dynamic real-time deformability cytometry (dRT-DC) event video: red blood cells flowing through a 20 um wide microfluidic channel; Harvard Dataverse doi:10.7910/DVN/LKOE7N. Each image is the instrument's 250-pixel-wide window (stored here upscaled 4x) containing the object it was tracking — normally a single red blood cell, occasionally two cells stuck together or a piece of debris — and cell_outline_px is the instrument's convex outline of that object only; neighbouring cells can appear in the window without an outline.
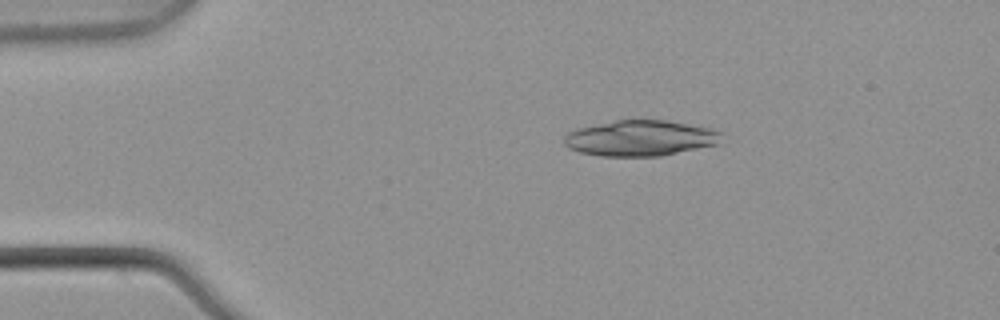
{"species": "common noctule bat (a hibernating species)", "species_latin": "Nyctalus noctula", "temperature_condition": "warm", "stored_images_in_passage": 3, "camera_frame_rate_fps": 3000, "um_per_image_px": 0.085, "animal": {"sex": "male", "body_mass_g": 21.5, "forearm_length_mm": 52.0}, "frame": {"image": 1, "passage_image": 1, "time_ms": 0.0, "image_size_px": [1000, 320], "cell_outline_px": [[720, 144], [660, 156], [600, 156], [580, 152], [568, 148], [564, 144], [564, 136], [568, 132], [580, 128], [616, 120], [664, 120], [712, 128], [720, 132]], "centroid_in_image_um": [54.43, 11.75], "position_along_channel_um": 30.6, "area_um2": 32.6}}